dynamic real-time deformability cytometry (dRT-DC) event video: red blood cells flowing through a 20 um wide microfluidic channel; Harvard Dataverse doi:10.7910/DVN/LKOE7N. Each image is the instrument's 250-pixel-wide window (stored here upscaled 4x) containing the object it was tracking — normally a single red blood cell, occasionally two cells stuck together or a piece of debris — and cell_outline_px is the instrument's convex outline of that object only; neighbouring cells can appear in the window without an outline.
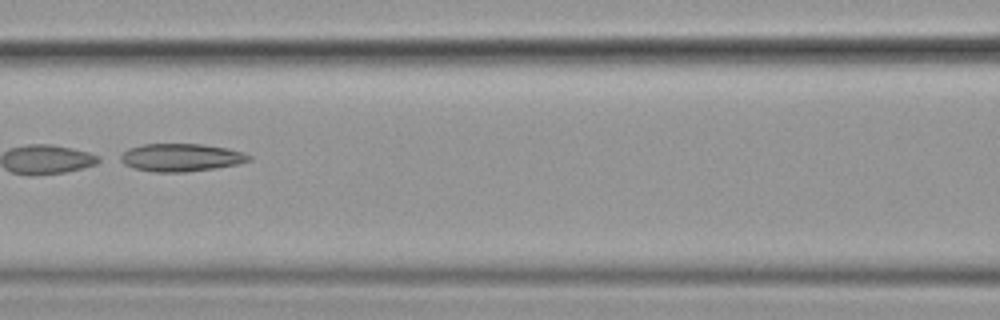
{"species": "common noctule bat (a hibernating species)", "species_latin": "Nyctalus noctula", "temperature_condition": "cold", "stored_images_in_passage": 36, "camera_frame_rate_fps": 3000, "um_per_image_px": 0.085, "animal": {"sex": "female", "body_mass_g": 19.9}, "frame": {"image": 1, "passage_image": 11, "time_ms": 3.333, "image_size_px": [1000, 320], "cell_outline_px": [[252, 160], [236, 164], [212, 168], [184, 172], [152, 172], [132, 168], [116, 160], [112, 156], [128, 148], [144, 144], [204, 144], [228, 148], [244, 152], [252, 156]], "centroid_in_image_um": [15.27, 13.38], "position_along_channel_um": 151.3, "area_um2": 21.33}, "authors_computed_cell_mechanics": {"area_um2": 20.8947, "velocity_mm_per_s": 3.5283, "shape_relaxation_time_tau1_ms": 2.1849, "shape_relaxation_time_tau2_ms": 2.6, "deformation_change_tau1": 0.3103, "deformation_change_tau2": 0.1011}}